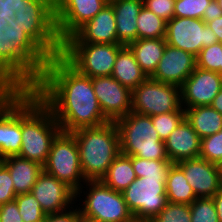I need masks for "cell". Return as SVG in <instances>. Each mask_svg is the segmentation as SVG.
I'll return each instance as SVG.
<instances>
[{
    "instance_id": "6da1fadb",
    "label": "cell",
    "mask_w": 222,
    "mask_h": 222,
    "mask_svg": "<svg viewBox=\"0 0 222 222\" xmlns=\"http://www.w3.org/2000/svg\"><path fill=\"white\" fill-rule=\"evenodd\" d=\"M33 91L52 111L63 132L109 122L102 113L91 78L79 73L61 55L49 58Z\"/></svg>"
},
{
    "instance_id": "7a4b0ae2",
    "label": "cell",
    "mask_w": 222,
    "mask_h": 222,
    "mask_svg": "<svg viewBox=\"0 0 222 222\" xmlns=\"http://www.w3.org/2000/svg\"><path fill=\"white\" fill-rule=\"evenodd\" d=\"M49 58L14 18L0 26V79L11 90H33Z\"/></svg>"
},
{
    "instance_id": "3957f363",
    "label": "cell",
    "mask_w": 222,
    "mask_h": 222,
    "mask_svg": "<svg viewBox=\"0 0 222 222\" xmlns=\"http://www.w3.org/2000/svg\"><path fill=\"white\" fill-rule=\"evenodd\" d=\"M52 111L33 90H21V150L19 156L44 166L61 132Z\"/></svg>"
},
{
    "instance_id": "277c9868",
    "label": "cell",
    "mask_w": 222,
    "mask_h": 222,
    "mask_svg": "<svg viewBox=\"0 0 222 222\" xmlns=\"http://www.w3.org/2000/svg\"><path fill=\"white\" fill-rule=\"evenodd\" d=\"M71 134L78 145L85 180L101 181L113 160L120 154L119 133L115 122L81 128Z\"/></svg>"
},
{
    "instance_id": "5b68a950",
    "label": "cell",
    "mask_w": 222,
    "mask_h": 222,
    "mask_svg": "<svg viewBox=\"0 0 222 222\" xmlns=\"http://www.w3.org/2000/svg\"><path fill=\"white\" fill-rule=\"evenodd\" d=\"M120 142V153L147 160H169L165 141L159 134L148 115L130 112L114 121Z\"/></svg>"
},
{
    "instance_id": "8992f818",
    "label": "cell",
    "mask_w": 222,
    "mask_h": 222,
    "mask_svg": "<svg viewBox=\"0 0 222 222\" xmlns=\"http://www.w3.org/2000/svg\"><path fill=\"white\" fill-rule=\"evenodd\" d=\"M14 19L50 58L61 55L62 41L56 29L54 0H25Z\"/></svg>"
},
{
    "instance_id": "52a82bcc",
    "label": "cell",
    "mask_w": 222,
    "mask_h": 222,
    "mask_svg": "<svg viewBox=\"0 0 222 222\" xmlns=\"http://www.w3.org/2000/svg\"><path fill=\"white\" fill-rule=\"evenodd\" d=\"M75 193V201L82 200L83 192L86 196L78 207L82 218L97 222H133L134 216L128 209L122 192L115 191L101 181H86ZM86 194V195H85ZM79 200H77L78 198Z\"/></svg>"
},
{
    "instance_id": "ba28073f",
    "label": "cell",
    "mask_w": 222,
    "mask_h": 222,
    "mask_svg": "<svg viewBox=\"0 0 222 222\" xmlns=\"http://www.w3.org/2000/svg\"><path fill=\"white\" fill-rule=\"evenodd\" d=\"M123 46L107 43H62L61 56L85 76H110L118 51Z\"/></svg>"
},
{
    "instance_id": "9c48e42d",
    "label": "cell",
    "mask_w": 222,
    "mask_h": 222,
    "mask_svg": "<svg viewBox=\"0 0 222 222\" xmlns=\"http://www.w3.org/2000/svg\"><path fill=\"white\" fill-rule=\"evenodd\" d=\"M43 170L64 182L75 193L84 185L86 180L80 165L79 149L71 133L61 131L55 137Z\"/></svg>"
},
{
    "instance_id": "30bf717a",
    "label": "cell",
    "mask_w": 222,
    "mask_h": 222,
    "mask_svg": "<svg viewBox=\"0 0 222 222\" xmlns=\"http://www.w3.org/2000/svg\"><path fill=\"white\" fill-rule=\"evenodd\" d=\"M166 178H136L122 192L136 221H151L166 206Z\"/></svg>"
},
{
    "instance_id": "8fae6325",
    "label": "cell",
    "mask_w": 222,
    "mask_h": 222,
    "mask_svg": "<svg viewBox=\"0 0 222 222\" xmlns=\"http://www.w3.org/2000/svg\"><path fill=\"white\" fill-rule=\"evenodd\" d=\"M182 107L179 86L148 77L132 90V112L148 116L171 113Z\"/></svg>"
},
{
    "instance_id": "7c38bea8",
    "label": "cell",
    "mask_w": 222,
    "mask_h": 222,
    "mask_svg": "<svg viewBox=\"0 0 222 222\" xmlns=\"http://www.w3.org/2000/svg\"><path fill=\"white\" fill-rule=\"evenodd\" d=\"M166 44L192 53L218 42L217 36L202 19L173 17L167 21Z\"/></svg>"
},
{
    "instance_id": "4fadbf2b",
    "label": "cell",
    "mask_w": 222,
    "mask_h": 222,
    "mask_svg": "<svg viewBox=\"0 0 222 222\" xmlns=\"http://www.w3.org/2000/svg\"><path fill=\"white\" fill-rule=\"evenodd\" d=\"M107 3L104 0H54L55 23L63 42L91 20Z\"/></svg>"
},
{
    "instance_id": "5bb4252c",
    "label": "cell",
    "mask_w": 222,
    "mask_h": 222,
    "mask_svg": "<svg viewBox=\"0 0 222 222\" xmlns=\"http://www.w3.org/2000/svg\"><path fill=\"white\" fill-rule=\"evenodd\" d=\"M21 90H11L0 101V152L4 158L21 150Z\"/></svg>"
},
{
    "instance_id": "9a60e30c",
    "label": "cell",
    "mask_w": 222,
    "mask_h": 222,
    "mask_svg": "<svg viewBox=\"0 0 222 222\" xmlns=\"http://www.w3.org/2000/svg\"><path fill=\"white\" fill-rule=\"evenodd\" d=\"M91 80L102 113L109 121H115L131 112L132 90L121 85L111 75Z\"/></svg>"
},
{
    "instance_id": "2e32d148",
    "label": "cell",
    "mask_w": 222,
    "mask_h": 222,
    "mask_svg": "<svg viewBox=\"0 0 222 222\" xmlns=\"http://www.w3.org/2000/svg\"><path fill=\"white\" fill-rule=\"evenodd\" d=\"M221 88V74L196 67L180 87L182 107L211 105Z\"/></svg>"
},
{
    "instance_id": "e0dca14e",
    "label": "cell",
    "mask_w": 222,
    "mask_h": 222,
    "mask_svg": "<svg viewBox=\"0 0 222 222\" xmlns=\"http://www.w3.org/2000/svg\"><path fill=\"white\" fill-rule=\"evenodd\" d=\"M31 193L46 215L64 212L76 203L75 192L44 170L37 177Z\"/></svg>"
},
{
    "instance_id": "ac0fdd59",
    "label": "cell",
    "mask_w": 222,
    "mask_h": 222,
    "mask_svg": "<svg viewBox=\"0 0 222 222\" xmlns=\"http://www.w3.org/2000/svg\"><path fill=\"white\" fill-rule=\"evenodd\" d=\"M196 68V57L187 51L166 44L154 74L155 81L181 87Z\"/></svg>"
},
{
    "instance_id": "d6986e66",
    "label": "cell",
    "mask_w": 222,
    "mask_h": 222,
    "mask_svg": "<svg viewBox=\"0 0 222 222\" xmlns=\"http://www.w3.org/2000/svg\"><path fill=\"white\" fill-rule=\"evenodd\" d=\"M177 165L183 170L197 198L213 197L222 188L219 165L200 157L181 161Z\"/></svg>"
},
{
    "instance_id": "ffe728a7",
    "label": "cell",
    "mask_w": 222,
    "mask_h": 222,
    "mask_svg": "<svg viewBox=\"0 0 222 222\" xmlns=\"http://www.w3.org/2000/svg\"><path fill=\"white\" fill-rule=\"evenodd\" d=\"M62 43L121 44L117 38L113 7L107 4L91 20L87 21Z\"/></svg>"
},
{
    "instance_id": "44dd1931",
    "label": "cell",
    "mask_w": 222,
    "mask_h": 222,
    "mask_svg": "<svg viewBox=\"0 0 222 222\" xmlns=\"http://www.w3.org/2000/svg\"><path fill=\"white\" fill-rule=\"evenodd\" d=\"M201 138L184 119L165 140V147L171 163L198 158Z\"/></svg>"
},
{
    "instance_id": "7402d4cb",
    "label": "cell",
    "mask_w": 222,
    "mask_h": 222,
    "mask_svg": "<svg viewBox=\"0 0 222 222\" xmlns=\"http://www.w3.org/2000/svg\"><path fill=\"white\" fill-rule=\"evenodd\" d=\"M118 41L122 45L137 40V16L143 5V0H119L112 4Z\"/></svg>"
},
{
    "instance_id": "603a6c76",
    "label": "cell",
    "mask_w": 222,
    "mask_h": 222,
    "mask_svg": "<svg viewBox=\"0 0 222 222\" xmlns=\"http://www.w3.org/2000/svg\"><path fill=\"white\" fill-rule=\"evenodd\" d=\"M9 170L16 195L31 192L43 166L19 155L4 158L2 162Z\"/></svg>"
},
{
    "instance_id": "cb8c5ba5",
    "label": "cell",
    "mask_w": 222,
    "mask_h": 222,
    "mask_svg": "<svg viewBox=\"0 0 222 222\" xmlns=\"http://www.w3.org/2000/svg\"><path fill=\"white\" fill-rule=\"evenodd\" d=\"M111 76L130 90L135 89L148 78L127 45L118 51Z\"/></svg>"
},
{
    "instance_id": "d4e9b609",
    "label": "cell",
    "mask_w": 222,
    "mask_h": 222,
    "mask_svg": "<svg viewBox=\"0 0 222 222\" xmlns=\"http://www.w3.org/2000/svg\"><path fill=\"white\" fill-rule=\"evenodd\" d=\"M134 54V57L142 71L151 77L163 56L166 47L165 38L137 39L127 45Z\"/></svg>"
},
{
    "instance_id": "484cf974",
    "label": "cell",
    "mask_w": 222,
    "mask_h": 222,
    "mask_svg": "<svg viewBox=\"0 0 222 222\" xmlns=\"http://www.w3.org/2000/svg\"><path fill=\"white\" fill-rule=\"evenodd\" d=\"M185 119L203 139L222 130V114L211 105L184 109Z\"/></svg>"
},
{
    "instance_id": "4316f807",
    "label": "cell",
    "mask_w": 222,
    "mask_h": 222,
    "mask_svg": "<svg viewBox=\"0 0 222 222\" xmlns=\"http://www.w3.org/2000/svg\"><path fill=\"white\" fill-rule=\"evenodd\" d=\"M136 178L131 156L120 153L109 166L101 182L115 191L123 192Z\"/></svg>"
},
{
    "instance_id": "83f0119b",
    "label": "cell",
    "mask_w": 222,
    "mask_h": 222,
    "mask_svg": "<svg viewBox=\"0 0 222 222\" xmlns=\"http://www.w3.org/2000/svg\"><path fill=\"white\" fill-rule=\"evenodd\" d=\"M165 186L168 202L190 205L197 199L191 185L185 178L183 170L177 164L173 163L170 166Z\"/></svg>"
},
{
    "instance_id": "f1b7e54d",
    "label": "cell",
    "mask_w": 222,
    "mask_h": 222,
    "mask_svg": "<svg viewBox=\"0 0 222 222\" xmlns=\"http://www.w3.org/2000/svg\"><path fill=\"white\" fill-rule=\"evenodd\" d=\"M167 21L142 7L137 16V39H156L166 37Z\"/></svg>"
},
{
    "instance_id": "f546056e",
    "label": "cell",
    "mask_w": 222,
    "mask_h": 222,
    "mask_svg": "<svg viewBox=\"0 0 222 222\" xmlns=\"http://www.w3.org/2000/svg\"><path fill=\"white\" fill-rule=\"evenodd\" d=\"M132 166L136 177H167L170 160H147L136 156H131Z\"/></svg>"
},
{
    "instance_id": "4dcf8cb0",
    "label": "cell",
    "mask_w": 222,
    "mask_h": 222,
    "mask_svg": "<svg viewBox=\"0 0 222 222\" xmlns=\"http://www.w3.org/2000/svg\"><path fill=\"white\" fill-rule=\"evenodd\" d=\"M15 201L19 208V214L23 222H43L46 213L42 210L40 203L35 199L31 192L18 194Z\"/></svg>"
},
{
    "instance_id": "1f68e13d",
    "label": "cell",
    "mask_w": 222,
    "mask_h": 222,
    "mask_svg": "<svg viewBox=\"0 0 222 222\" xmlns=\"http://www.w3.org/2000/svg\"><path fill=\"white\" fill-rule=\"evenodd\" d=\"M196 67L222 75V43L202 48L196 56Z\"/></svg>"
},
{
    "instance_id": "d6a6232c",
    "label": "cell",
    "mask_w": 222,
    "mask_h": 222,
    "mask_svg": "<svg viewBox=\"0 0 222 222\" xmlns=\"http://www.w3.org/2000/svg\"><path fill=\"white\" fill-rule=\"evenodd\" d=\"M185 119L184 108L181 107L177 111L171 113H163L151 116L153 126L159 134V138L165 141L173 130Z\"/></svg>"
},
{
    "instance_id": "836d02e7",
    "label": "cell",
    "mask_w": 222,
    "mask_h": 222,
    "mask_svg": "<svg viewBox=\"0 0 222 222\" xmlns=\"http://www.w3.org/2000/svg\"><path fill=\"white\" fill-rule=\"evenodd\" d=\"M191 222H219L212 197L197 198L190 204Z\"/></svg>"
},
{
    "instance_id": "e575fe53",
    "label": "cell",
    "mask_w": 222,
    "mask_h": 222,
    "mask_svg": "<svg viewBox=\"0 0 222 222\" xmlns=\"http://www.w3.org/2000/svg\"><path fill=\"white\" fill-rule=\"evenodd\" d=\"M151 222H191L190 205L167 202Z\"/></svg>"
},
{
    "instance_id": "d590c367",
    "label": "cell",
    "mask_w": 222,
    "mask_h": 222,
    "mask_svg": "<svg viewBox=\"0 0 222 222\" xmlns=\"http://www.w3.org/2000/svg\"><path fill=\"white\" fill-rule=\"evenodd\" d=\"M199 157L216 165L222 162V130L201 139Z\"/></svg>"
},
{
    "instance_id": "8d00e7d4",
    "label": "cell",
    "mask_w": 222,
    "mask_h": 222,
    "mask_svg": "<svg viewBox=\"0 0 222 222\" xmlns=\"http://www.w3.org/2000/svg\"><path fill=\"white\" fill-rule=\"evenodd\" d=\"M212 0H175L174 17L202 19L204 9Z\"/></svg>"
},
{
    "instance_id": "74e56055",
    "label": "cell",
    "mask_w": 222,
    "mask_h": 222,
    "mask_svg": "<svg viewBox=\"0 0 222 222\" xmlns=\"http://www.w3.org/2000/svg\"><path fill=\"white\" fill-rule=\"evenodd\" d=\"M143 5L165 21L174 17L175 0H143Z\"/></svg>"
},
{
    "instance_id": "f35d334b",
    "label": "cell",
    "mask_w": 222,
    "mask_h": 222,
    "mask_svg": "<svg viewBox=\"0 0 222 222\" xmlns=\"http://www.w3.org/2000/svg\"><path fill=\"white\" fill-rule=\"evenodd\" d=\"M16 193L8 168L0 164V205L15 200Z\"/></svg>"
},
{
    "instance_id": "ab89813d",
    "label": "cell",
    "mask_w": 222,
    "mask_h": 222,
    "mask_svg": "<svg viewBox=\"0 0 222 222\" xmlns=\"http://www.w3.org/2000/svg\"><path fill=\"white\" fill-rule=\"evenodd\" d=\"M75 206L70 207V209L64 212L48 214L43 222H77L81 218V215L78 205L75 204Z\"/></svg>"
},
{
    "instance_id": "60d3db41",
    "label": "cell",
    "mask_w": 222,
    "mask_h": 222,
    "mask_svg": "<svg viewBox=\"0 0 222 222\" xmlns=\"http://www.w3.org/2000/svg\"><path fill=\"white\" fill-rule=\"evenodd\" d=\"M0 222H23L15 200L0 205Z\"/></svg>"
},
{
    "instance_id": "b9f144b4",
    "label": "cell",
    "mask_w": 222,
    "mask_h": 222,
    "mask_svg": "<svg viewBox=\"0 0 222 222\" xmlns=\"http://www.w3.org/2000/svg\"><path fill=\"white\" fill-rule=\"evenodd\" d=\"M222 15V9L219 7L216 0H212L210 4L204 9L202 20L207 23L219 18Z\"/></svg>"
},
{
    "instance_id": "7bdbcfd3",
    "label": "cell",
    "mask_w": 222,
    "mask_h": 222,
    "mask_svg": "<svg viewBox=\"0 0 222 222\" xmlns=\"http://www.w3.org/2000/svg\"><path fill=\"white\" fill-rule=\"evenodd\" d=\"M25 0H0V12H17Z\"/></svg>"
},
{
    "instance_id": "ee69618b",
    "label": "cell",
    "mask_w": 222,
    "mask_h": 222,
    "mask_svg": "<svg viewBox=\"0 0 222 222\" xmlns=\"http://www.w3.org/2000/svg\"><path fill=\"white\" fill-rule=\"evenodd\" d=\"M206 25L213 30L218 42L222 43V15L213 21L207 22Z\"/></svg>"
},
{
    "instance_id": "f6af8a7d",
    "label": "cell",
    "mask_w": 222,
    "mask_h": 222,
    "mask_svg": "<svg viewBox=\"0 0 222 222\" xmlns=\"http://www.w3.org/2000/svg\"><path fill=\"white\" fill-rule=\"evenodd\" d=\"M219 222H222V188L212 197Z\"/></svg>"
},
{
    "instance_id": "bcb514c9",
    "label": "cell",
    "mask_w": 222,
    "mask_h": 222,
    "mask_svg": "<svg viewBox=\"0 0 222 222\" xmlns=\"http://www.w3.org/2000/svg\"><path fill=\"white\" fill-rule=\"evenodd\" d=\"M211 106L217 110L220 114H222V88L219 93L213 99Z\"/></svg>"
},
{
    "instance_id": "7dc6e473",
    "label": "cell",
    "mask_w": 222,
    "mask_h": 222,
    "mask_svg": "<svg viewBox=\"0 0 222 222\" xmlns=\"http://www.w3.org/2000/svg\"><path fill=\"white\" fill-rule=\"evenodd\" d=\"M14 17L15 12H0V26L7 25Z\"/></svg>"
},
{
    "instance_id": "c3c4849f",
    "label": "cell",
    "mask_w": 222,
    "mask_h": 222,
    "mask_svg": "<svg viewBox=\"0 0 222 222\" xmlns=\"http://www.w3.org/2000/svg\"><path fill=\"white\" fill-rule=\"evenodd\" d=\"M11 91V89L0 79V101Z\"/></svg>"
},
{
    "instance_id": "681fc988",
    "label": "cell",
    "mask_w": 222,
    "mask_h": 222,
    "mask_svg": "<svg viewBox=\"0 0 222 222\" xmlns=\"http://www.w3.org/2000/svg\"><path fill=\"white\" fill-rule=\"evenodd\" d=\"M108 5L116 2V1H119V0H104Z\"/></svg>"
},
{
    "instance_id": "f907efd6",
    "label": "cell",
    "mask_w": 222,
    "mask_h": 222,
    "mask_svg": "<svg viewBox=\"0 0 222 222\" xmlns=\"http://www.w3.org/2000/svg\"><path fill=\"white\" fill-rule=\"evenodd\" d=\"M77 222H90V220L81 217Z\"/></svg>"
},
{
    "instance_id": "816d5d0a",
    "label": "cell",
    "mask_w": 222,
    "mask_h": 222,
    "mask_svg": "<svg viewBox=\"0 0 222 222\" xmlns=\"http://www.w3.org/2000/svg\"><path fill=\"white\" fill-rule=\"evenodd\" d=\"M219 170H220V175H221V179H222V162L219 164Z\"/></svg>"
},
{
    "instance_id": "f5cc1de1",
    "label": "cell",
    "mask_w": 222,
    "mask_h": 222,
    "mask_svg": "<svg viewBox=\"0 0 222 222\" xmlns=\"http://www.w3.org/2000/svg\"><path fill=\"white\" fill-rule=\"evenodd\" d=\"M218 2L219 7L222 9V0H216Z\"/></svg>"
},
{
    "instance_id": "db71d44e",
    "label": "cell",
    "mask_w": 222,
    "mask_h": 222,
    "mask_svg": "<svg viewBox=\"0 0 222 222\" xmlns=\"http://www.w3.org/2000/svg\"><path fill=\"white\" fill-rule=\"evenodd\" d=\"M3 160H4V157H3V155L0 152V164L3 162Z\"/></svg>"
},
{
    "instance_id": "11a10c76",
    "label": "cell",
    "mask_w": 222,
    "mask_h": 222,
    "mask_svg": "<svg viewBox=\"0 0 222 222\" xmlns=\"http://www.w3.org/2000/svg\"><path fill=\"white\" fill-rule=\"evenodd\" d=\"M133 222H151V221H136V220H134Z\"/></svg>"
}]
</instances>
